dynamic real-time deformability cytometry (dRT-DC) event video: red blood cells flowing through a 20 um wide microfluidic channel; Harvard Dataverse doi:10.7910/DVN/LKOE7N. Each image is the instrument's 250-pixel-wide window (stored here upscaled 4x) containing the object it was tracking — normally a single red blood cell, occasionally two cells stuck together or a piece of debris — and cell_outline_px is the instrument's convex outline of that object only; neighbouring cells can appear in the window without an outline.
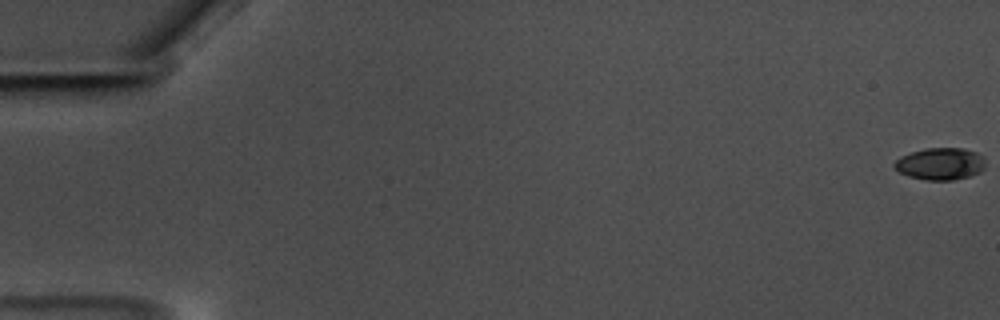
{"species": "common noctule bat (a hibernating species)", "species_latin": "Nyctalus noctula", "temperature_condition": "warm", "stored_images_in_passage": 55, "camera_frame_rate_fps": 3000, "um_per_image_px": 0.085, "animal": {"sex": "male", "body_mass_g": 17.5, "forearm_length_mm": 52.3}, "frame": {"image": 1, "passage_image": 1, "time_ms": 0.0, "image_size_px": [1000, 320], "cell_outline_px": [[984, 168], [980, 172], [968, 176], [952, 180], [924, 180], [908, 176], [900, 172], [892, 164], [900, 156], [912, 152], [928, 148], [964, 148], [976, 152], [984, 156]], "centroid_in_image_um": [79.93, 13.92], "position_along_channel_um": 5.1, "area_um2": 16.99}}
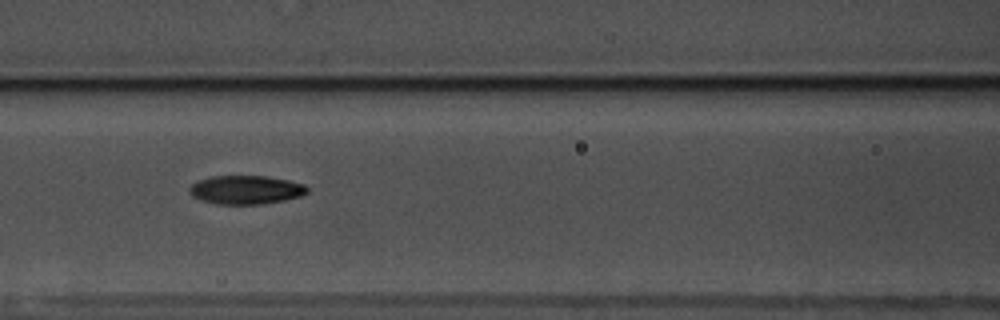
{"frame": {"image": 2, "passage_image": 28, "time_ms": 9.0, "image_size_px": [1000, 320], "cell_outline_px": [[308, 192], [300, 196], [284, 200], [260, 204], [216, 204], [200, 200], [192, 196], [188, 192], [188, 188], [196, 180], [212, 176], [264, 176], [288, 180], [304, 184], [308, 188]], "centroid_in_image_um": [20.85, 16.13], "position_along_channel_um": 145.7, "area_um2": 19.77}}
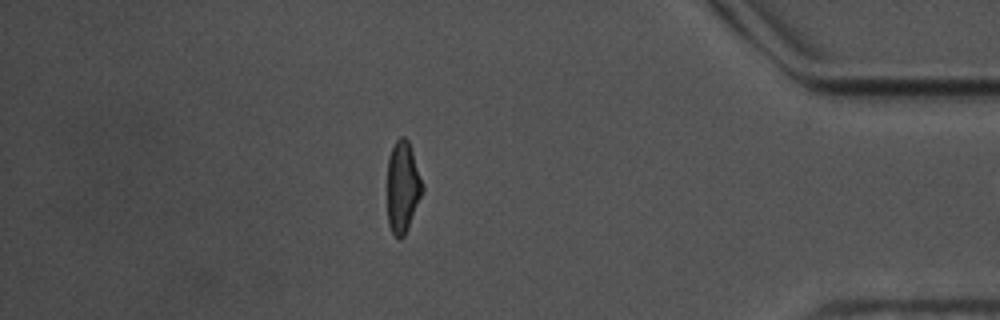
{"frame": {"image": 3, "passage_image": 53, "time_ms": 17.333, "image_size_px": [1000, 320], "cell_outline_px": [[424, 192], [408, 228], [404, 236], [400, 240], [392, 232], [388, 224], [388, 156], [396, 140], [400, 136], [404, 136], [408, 140], [424, 184]], "centroid_in_image_um": [34.25, 15.9], "position_along_channel_um": 401.0, "area_um2": 18.9}, "authors_computed_cell_mechanics": {"area_um2": 19.3052, "velocity_mm_per_s": 3.5056, "shape_relaxation_time_tau1_ms": 3.6758, "shape_relaxation_time_tau2_ms": 2.6543, "deformation_change_tau1": 0.1512, "deformation_change_tau2": 0.0828}}